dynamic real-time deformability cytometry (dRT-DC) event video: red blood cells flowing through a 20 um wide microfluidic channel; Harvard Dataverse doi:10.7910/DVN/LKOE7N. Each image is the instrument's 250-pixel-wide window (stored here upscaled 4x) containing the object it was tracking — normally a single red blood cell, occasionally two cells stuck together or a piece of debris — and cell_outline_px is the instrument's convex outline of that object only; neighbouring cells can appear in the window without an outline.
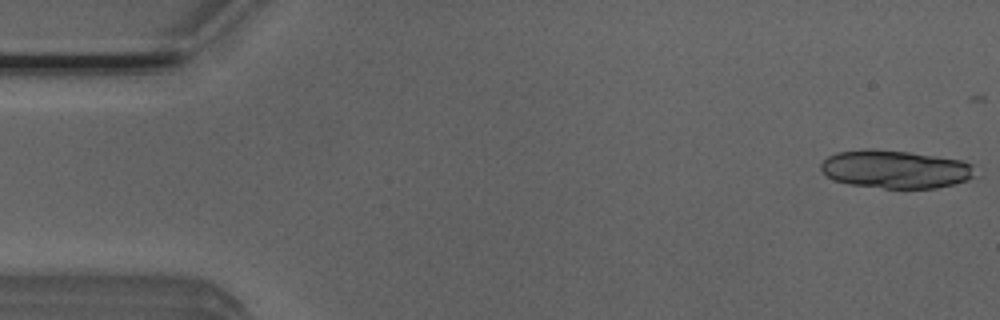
{"species": "Egyptian fruit bat (a non-hibernating species)", "species_latin": "Rousettus aegyptiacus", "temperature_condition": "room temperature", "stored_images_in_passage": 15, "camera_frame_rate_fps": 3000, "um_per_image_px": 0.085, "animal": {"sex": "male"}, "frame": {"image": 1, "passage_image": 1, "time_ms": 0.0, "image_size_px": [1000, 320], "cell_outline_px": [[972, 176], [968, 180], [936, 188], [884, 188], [848, 184], [836, 180], [828, 176], [820, 168], [820, 164], [828, 156], [836, 152], [864, 148], [868, 148], [908, 152], [936, 156], [960, 160], [972, 164]], "centroid_in_image_um": [76.05, 14.37], "position_along_channel_um": 8.9, "area_um2": 33.99}}